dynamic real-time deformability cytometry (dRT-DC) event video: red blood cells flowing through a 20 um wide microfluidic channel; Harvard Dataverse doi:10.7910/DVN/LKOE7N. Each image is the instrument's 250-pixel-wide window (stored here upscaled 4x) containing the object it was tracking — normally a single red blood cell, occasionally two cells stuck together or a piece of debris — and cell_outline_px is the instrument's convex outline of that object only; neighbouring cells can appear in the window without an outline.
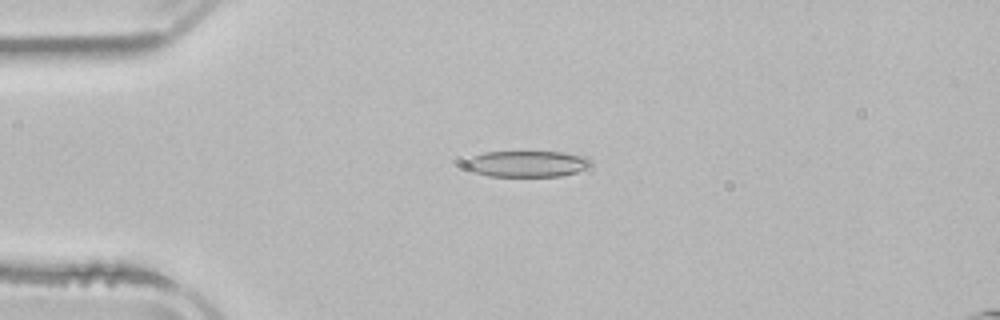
{"species": "common noctule bat (a hibernating species)", "species_latin": "Nyctalus noctula", "temperature_condition": "room temperature", "stored_images_in_passage": 4, "camera_frame_rate_fps": 3000, "um_per_image_px": 0.085, "animal": {"sex": "male", "body_mass_g": 21.5, "forearm_length_mm": 52.0}, "frame": {"image": 1, "passage_image": 3, "time_ms": 2.667, "image_size_px": [1000, 320], "cell_outline_px": [[592, 164], [576, 172], [560, 176], [488, 176], [464, 168], [464, 160], [472, 156], [484, 152], [560, 152], [588, 156], [592, 160]], "centroid_in_image_um": [44.77, 13.92], "position_along_channel_um": 40.2, "area_um2": 19.25}}